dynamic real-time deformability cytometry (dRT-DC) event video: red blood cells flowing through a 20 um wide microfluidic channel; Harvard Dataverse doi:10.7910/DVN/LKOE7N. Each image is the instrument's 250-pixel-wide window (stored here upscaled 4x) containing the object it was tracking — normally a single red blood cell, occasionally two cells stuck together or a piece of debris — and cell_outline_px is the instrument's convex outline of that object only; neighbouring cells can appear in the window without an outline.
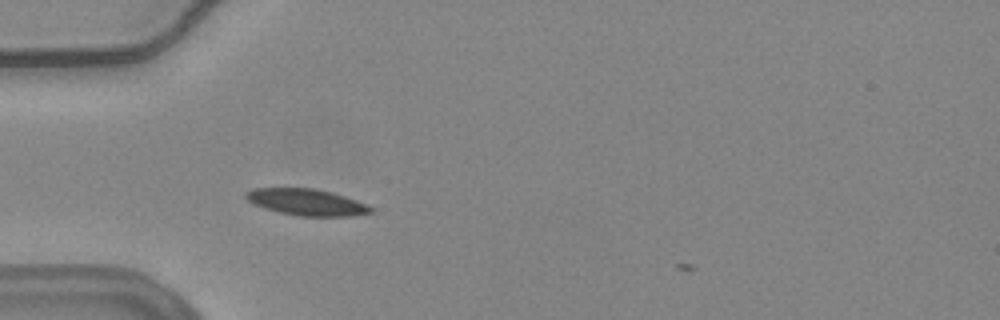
{"species": "common noctule bat (a hibernating species)", "species_latin": "Nyctalus noctula", "temperature_condition": "warm", "stored_images_in_passage": 3, "camera_frame_rate_fps": 3000, "um_per_image_px": 0.085, "animal": {"sex": "female", "body_mass_g": 24.6, "forearm_length_mm": 56.2}, "frame": {"image": 1, "passage_image": 2, "time_ms": 0.333, "image_size_px": [1000, 320], "cell_outline_px": [[372, 212], [352, 216], [296, 216], [264, 208], [248, 200], [244, 196], [244, 192], [252, 188], [312, 188], [332, 192], [368, 204], [372, 208]], "centroid_in_image_um": [26.05, 17.18], "position_along_channel_um": 58.9, "area_um2": 19.25}}